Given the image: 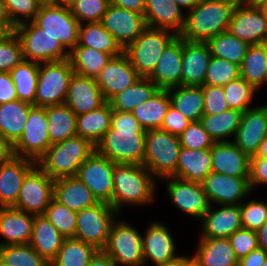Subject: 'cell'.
Returning <instances> with one entry per match:
<instances>
[{"instance_id": "20", "label": "cell", "mask_w": 267, "mask_h": 266, "mask_svg": "<svg viewBox=\"0 0 267 266\" xmlns=\"http://www.w3.org/2000/svg\"><path fill=\"white\" fill-rule=\"evenodd\" d=\"M140 77L127 55L122 52L118 56L111 57L95 79L108 102L114 95L134 84Z\"/></svg>"}, {"instance_id": "16", "label": "cell", "mask_w": 267, "mask_h": 266, "mask_svg": "<svg viewBox=\"0 0 267 266\" xmlns=\"http://www.w3.org/2000/svg\"><path fill=\"white\" fill-rule=\"evenodd\" d=\"M167 181L166 192L171 202L185 214L201 219L209 210L210 202L202 184L174 176L162 178Z\"/></svg>"}, {"instance_id": "5", "label": "cell", "mask_w": 267, "mask_h": 266, "mask_svg": "<svg viewBox=\"0 0 267 266\" xmlns=\"http://www.w3.org/2000/svg\"><path fill=\"white\" fill-rule=\"evenodd\" d=\"M179 137L161 129L146 131L143 165L154 178L176 177Z\"/></svg>"}, {"instance_id": "72", "label": "cell", "mask_w": 267, "mask_h": 266, "mask_svg": "<svg viewBox=\"0 0 267 266\" xmlns=\"http://www.w3.org/2000/svg\"><path fill=\"white\" fill-rule=\"evenodd\" d=\"M258 8L262 12L263 17H264L265 21L267 22V3L259 5Z\"/></svg>"}, {"instance_id": "67", "label": "cell", "mask_w": 267, "mask_h": 266, "mask_svg": "<svg viewBox=\"0 0 267 266\" xmlns=\"http://www.w3.org/2000/svg\"><path fill=\"white\" fill-rule=\"evenodd\" d=\"M155 266H193L191 256H181L180 258L176 259L175 261L167 264H159Z\"/></svg>"}, {"instance_id": "58", "label": "cell", "mask_w": 267, "mask_h": 266, "mask_svg": "<svg viewBox=\"0 0 267 266\" xmlns=\"http://www.w3.org/2000/svg\"><path fill=\"white\" fill-rule=\"evenodd\" d=\"M191 123L192 121L181 115L170 105L163 119L161 130L179 137Z\"/></svg>"}, {"instance_id": "55", "label": "cell", "mask_w": 267, "mask_h": 266, "mask_svg": "<svg viewBox=\"0 0 267 266\" xmlns=\"http://www.w3.org/2000/svg\"><path fill=\"white\" fill-rule=\"evenodd\" d=\"M179 141L181 147L194 150L211 149L215 143L200 121L192 122L179 136Z\"/></svg>"}, {"instance_id": "22", "label": "cell", "mask_w": 267, "mask_h": 266, "mask_svg": "<svg viewBox=\"0 0 267 266\" xmlns=\"http://www.w3.org/2000/svg\"><path fill=\"white\" fill-rule=\"evenodd\" d=\"M183 38L177 35L163 50L148 78L162 90L181 85Z\"/></svg>"}, {"instance_id": "26", "label": "cell", "mask_w": 267, "mask_h": 266, "mask_svg": "<svg viewBox=\"0 0 267 266\" xmlns=\"http://www.w3.org/2000/svg\"><path fill=\"white\" fill-rule=\"evenodd\" d=\"M210 59L211 54L205 42L183 39L181 85L203 86Z\"/></svg>"}, {"instance_id": "40", "label": "cell", "mask_w": 267, "mask_h": 266, "mask_svg": "<svg viewBox=\"0 0 267 266\" xmlns=\"http://www.w3.org/2000/svg\"><path fill=\"white\" fill-rule=\"evenodd\" d=\"M242 113V111L228 109L215 115H203L200 122L214 142H229L232 141L229 138L235 137Z\"/></svg>"}, {"instance_id": "11", "label": "cell", "mask_w": 267, "mask_h": 266, "mask_svg": "<svg viewBox=\"0 0 267 266\" xmlns=\"http://www.w3.org/2000/svg\"><path fill=\"white\" fill-rule=\"evenodd\" d=\"M102 251L118 266L145 265L142 254V235L123 219H116L113 222L106 246Z\"/></svg>"}, {"instance_id": "51", "label": "cell", "mask_w": 267, "mask_h": 266, "mask_svg": "<svg viewBox=\"0 0 267 266\" xmlns=\"http://www.w3.org/2000/svg\"><path fill=\"white\" fill-rule=\"evenodd\" d=\"M110 3V0H73L68 7L76 20L83 24L100 22Z\"/></svg>"}, {"instance_id": "6", "label": "cell", "mask_w": 267, "mask_h": 266, "mask_svg": "<svg viewBox=\"0 0 267 266\" xmlns=\"http://www.w3.org/2000/svg\"><path fill=\"white\" fill-rule=\"evenodd\" d=\"M177 36L166 29L146 27L123 52L141 77H148L154 70L160 55Z\"/></svg>"}, {"instance_id": "1", "label": "cell", "mask_w": 267, "mask_h": 266, "mask_svg": "<svg viewBox=\"0 0 267 266\" xmlns=\"http://www.w3.org/2000/svg\"><path fill=\"white\" fill-rule=\"evenodd\" d=\"M146 131L131 112L113 110L110 129L95 145V151L122 164L143 165Z\"/></svg>"}, {"instance_id": "31", "label": "cell", "mask_w": 267, "mask_h": 266, "mask_svg": "<svg viewBox=\"0 0 267 266\" xmlns=\"http://www.w3.org/2000/svg\"><path fill=\"white\" fill-rule=\"evenodd\" d=\"M53 198L76 213L98 203L89 188L77 176L55 179Z\"/></svg>"}, {"instance_id": "33", "label": "cell", "mask_w": 267, "mask_h": 266, "mask_svg": "<svg viewBox=\"0 0 267 266\" xmlns=\"http://www.w3.org/2000/svg\"><path fill=\"white\" fill-rule=\"evenodd\" d=\"M65 238L43 215H34L32 237L29 244L47 262H51L60 250Z\"/></svg>"}, {"instance_id": "2", "label": "cell", "mask_w": 267, "mask_h": 266, "mask_svg": "<svg viewBox=\"0 0 267 266\" xmlns=\"http://www.w3.org/2000/svg\"><path fill=\"white\" fill-rule=\"evenodd\" d=\"M239 0H200L185 12V24L180 36L189 42H206L226 32L231 15Z\"/></svg>"}, {"instance_id": "9", "label": "cell", "mask_w": 267, "mask_h": 266, "mask_svg": "<svg viewBox=\"0 0 267 266\" xmlns=\"http://www.w3.org/2000/svg\"><path fill=\"white\" fill-rule=\"evenodd\" d=\"M33 22L44 33L57 38L68 52L78 43L80 23L66 5L45 0Z\"/></svg>"}, {"instance_id": "30", "label": "cell", "mask_w": 267, "mask_h": 266, "mask_svg": "<svg viewBox=\"0 0 267 266\" xmlns=\"http://www.w3.org/2000/svg\"><path fill=\"white\" fill-rule=\"evenodd\" d=\"M193 266H238L239 260L228 238H200L191 257Z\"/></svg>"}, {"instance_id": "4", "label": "cell", "mask_w": 267, "mask_h": 266, "mask_svg": "<svg viewBox=\"0 0 267 266\" xmlns=\"http://www.w3.org/2000/svg\"><path fill=\"white\" fill-rule=\"evenodd\" d=\"M95 146L79 135L52 144L37 165L52 179L76 176Z\"/></svg>"}, {"instance_id": "45", "label": "cell", "mask_w": 267, "mask_h": 266, "mask_svg": "<svg viewBox=\"0 0 267 266\" xmlns=\"http://www.w3.org/2000/svg\"><path fill=\"white\" fill-rule=\"evenodd\" d=\"M211 56L225 59L241 66L249 45L228 31L222 32L205 42Z\"/></svg>"}, {"instance_id": "46", "label": "cell", "mask_w": 267, "mask_h": 266, "mask_svg": "<svg viewBox=\"0 0 267 266\" xmlns=\"http://www.w3.org/2000/svg\"><path fill=\"white\" fill-rule=\"evenodd\" d=\"M39 63L22 60L11 71L18 99L34 105Z\"/></svg>"}, {"instance_id": "35", "label": "cell", "mask_w": 267, "mask_h": 266, "mask_svg": "<svg viewBox=\"0 0 267 266\" xmlns=\"http://www.w3.org/2000/svg\"><path fill=\"white\" fill-rule=\"evenodd\" d=\"M112 112L110 103L106 102L98 109L86 114L77 115V135L90 141L95 146L110 129Z\"/></svg>"}, {"instance_id": "29", "label": "cell", "mask_w": 267, "mask_h": 266, "mask_svg": "<svg viewBox=\"0 0 267 266\" xmlns=\"http://www.w3.org/2000/svg\"><path fill=\"white\" fill-rule=\"evenodd\" d=\"M185 15L174 0H146L144 18L148 27L166 29L180 35Z\"/></svg>"}, {"instance_id": "69", "label": "cell", "mask_w": 267, "mask_h": 266, "mask_svg": "<svg viewBox=\"0 0 267 266\" xmlns=\"http://www.w3.org/2000/svg\"><path fill=\"white\" fill-rule=\"evenodd\" d=\"M250 158H267V135L265 139L261 142L259 149L255 156H252Z\"/></svg>"}, {"instance_id": "18", "label": "cell", "mask_w": 267, "mask_h": 266, "mask_svg": "<svg viewBox=\"0 0 267 266\" xmlns=\"http://www.w3.org/2000/svg\"><path fill=\"white\" fill-rule=\"evenodd\" d=\"M227 31L248 45L267 42V22L256 6L238 1L233 9Z\"/></svg>"}, {"instance_id": "42", "label": "cell", "mask_w": 267, "mask_h": 266, "mask_svg": "<svg viewBox=\"0 0 267 266\" xmlns=\"http://www.w3.org/2000/svg\"><path fill=\"white\" fill-rule=\"evenodd\" d=\"M76 46L93 48L110 54L112 57L118 56L123 52V49L116 42L113 35L100 22L80 24Z\"/></svg>"}, {"instance_id": "13", "label": "cell", "mask_w": 267, "mask_h": 266, "mask_svg": "<svg viewBox=\"0 0 267 266\" xmlns=\"http://www.w3.org/2000/svg\"><path fill=\"white\" fill-rule=\"evenodd\" d=\"M115 164L95 151L79 167L76 175L89 188L98 202L107 203L111 206Z\"/></svg>"}, {"instance_id": "14", "label": "cell", "mask_w": 267, "mask_h": 266, "mask_svg": "<svg viewBox=\"0 0 267 266\" xmlns=\"http://www.w3.org/2000/svg\"><path fill=\"white\" fill-rule=\"evenodd\" d=\"M54 181L36 164L25 176L14 208L42 215L53 198Z\"/></svg>"}, {"instance_id": "24", "label": "cell", "mask_w": 267, "mask_h": 266, "mask_svg": "<svg viewBox=\"0 0 267 266\" xmlns=\"http://www.w3.org/2000/svg\"><path fill=\"white\" fill-rule=\"evenodd\" d=\"M36 164L33 160L16 156L0 165V207L16 205L25 176Z\"/></svg>"}, {"instance_id": "19", "label": "cell", "mask_w": 267, "mask_h": 266, "mask_svg": "<svg viewBox=\"0 0 267 266\" xmlns=\"http://www.w3.org/2000/svg\"><path fill=\"white\" fill-rule=\"evenodd\" d=\"M267 135V104L254 106L242 113L233 143L249 157L255 156Z\"/></svg>"}, {"instance_id": "34", "label": "cell", "mask_w": 267, "mask_h": 266, "mask_svg": "<svg viewBox=\"0 0 267 266\" xmlns=\"http://www.w3.org/2000/svg\"><path fill=\"white\" fill-rule=\"evenodd\" d=\"M33 106L19 99L0 104V135L15 144L23 134Z\"/></svg>"}, {"instance_id": "37", "label": "cell", "mask_w": 267, "mask_h": 266, "mask_svg": "<svg viewBox=\"0 0 267 266\" xmlns=\"http://www.w3.org/2000/svg\"><path fill=\"white\" fill-rule=\"evenodd\" d=\"M170 105L168 90L159 89L149 100L138 105L131 113L145 131L161 129Z\"/></svg>"}, {"instance_id": "74", "label": "cell", "mask_w": 267, "mask_h": 266, "mask_svg": "<svg viewBox=\"0 0 267 266\" xmlns=\"http://www.w3.org/2000/svg\"><path fill=\"white\" fill-rule=\"evenodd\" d=\"M0 266H9V265L0 257Z\"/></svg>"}, {"instance_id": "61", "label": "cell", "mask_w": 267, "mask_h": 266, "mask_svg": "<svg viewBox=\"0 0 267 266\" xmlns=\"http://www.w3.org/2000/svg\"><path fill=\"white\" fill-rule=\"evenodd\" d=\"M267 257V252L258 247L239 260L238 266H262Z\"/></svg>"}, {"instance_id": "12", "label": "cell", "mask_w": 267, "mask_h": 266, "mask_svg": "<svg viewBox=\"0 0 267 266\" xmlns=\"http://www.w3.org/2000/svg\"><path fill=\"white\" fill-rule=\"evenodd\" d=\"M14 146L16 156L36 163L45 155L51 146L46 107L33 106L30 109L23 134Z\"/></svg>"}, {"instance_id": "53", "label": "cell", "mask_w": 267, "mask_h": 266, "mask_svg": "<svg viewBox=\"0 0 267 266\" xmlns=\"http://www.w3.org/2000/svg\"><path fill=\"white\" fill-rule=\"evenodd\" d=\"M45 0H4L12 23L19 24L33 21Z\"/></svg>"}, {"instance_id": "32", "label": "cell", "mask_w": 267, "mask_h": 266, "mask_svg": "<svg viewBox=\"0 0 267 266\" xmlns=\"http://www.w3.org/2000/svg\"><path fill=\"white\" fill-rule=\"evenodd\" d=\"M212 172L210 149H186L181 147L177 162L176 177L201 183Z\"/></svg>"}, {"instance_id": "8", "label": "cell", "mask_w": 267, "mask_h": 266, "mask_svg": "<svg viewBox=\"0 0 267 266\" xmlns=\"http://www.w3.org/2000/svg\"><path fill=\"white\" fill-rule=\"evenodd\" d=\"M14 32L22 46L23 60L37 63L69 59L60 41L39 28L33 21L17 25Z\"/></svg>"}, {"instance_id": "44", "label": "cell", "mask_w": 267, "mask_h": 266, "mask_svg": "<svg viewBox=\"0 0 267 266\" xmlns=\"http://www.w3.org/2000/svg\"><path fill=\"white\" fill-rule=\"evenodd\" d=\"M99 250L76 238H65L50 266H88Z\"/></svg>"}, {"instance_id": "43", "label": "cell", "mask_w": 267, "mask_h": 266, "mask_svg": "<svg viewBox=\"0 0 267 266\" xmlns=\"http://www.w3.org/2000/svg\"><path fill=\"white\" fill-rule=\"evenodd\" d=\"M111 57L110 54L85 46H75L69 52L74 73L91 78L98 76Z\"/></svg>"}, {"instance_id": "64", "label": "cell", "mask_w": 267, "mask_h": 266, "mask_svg": "<svg viewBox=\"0 0 267 266\" xmlns=\"http://www.w3.org/2000/svg\"><path fill=\"white\" fill-rule=\"evenodd\" d=\"M88 266H118V264L109 255L99 250Z\"/></svg>"}, {"instance_id": "63", "label": "cell", "mask_w": 267, "mask_h": 266, "mask_svg": "<svg viewBox=\"0 0 267 266\" xmlns=\"http://www.w3.org/2000/svg\"><path fill=\"white\" fill-rule=\"evenodd\" d=\"M111 4L144 14L146 0H110Z\"/></svg>"}, {"instance_id": "70", "label": "cell", "mask_w": 267, "mask_h": 266, "mask_svg": "<svg viewBox=\"0 0 267 266\" xmlns=\"http://www.w3.org/2000/svg\"><path fill=\"white\" fill-rule=\"evenodd\" d=\"M0 22H12L4 0H0Z\"/></svg>"}, {"instance_id": "68", "label": "cell", "mask_w": 267, "mask_h": 266, "mask_svg": "<svg viewBox=\"0 0 267 266\" xmlns=\"http://www.w3.org/2000/svg\"><path fill=\"white\" fill-rule=\"evenodd\" d=\"M181 9H188V12L193 9L200 0H174Z\"/></svg>"}, {"instance_id": "17", "label": "cell", "mask_w": 267, "mask_h": 266, "mask_svg": "<svg viewBox=\"0 0 267 266\" xmlns=\"http://www.w3.org/2000/svg\"><path fill=\"white\" fill-rule=\"evenodd\" d=\"M100 23L124 50L147 27L144 14L109 5Z\"/></svg>"}, {"instance_id": "36", "label": "cell", "mask_w": 267, "mask_h": 266, "mask_svg": "<svg viewBox=\"0 0 267 266\" xmlns=\"http://www.w3.org/2000/svg\"><path fill=\"white\" fill-rule=\"evenodd\" d=\"M171 106L192 122L204 115V98L201 86L174 87L168 90Z\"/></svg>"}, {"instance_id": "56", "label": "cell", "mask_w": 267, "mask_h": 266, "mask_svg": "<svg viewBox=\"0 0 267 266\" xmlns=\"http://www.w3.org/2000/svg\"><path fill=\"white\" fill-rule=\"evenodd\" d=\"M228 240L238 260L259 247L257 231L246 228L238 229Z\"/></svg>"}, {"instance_id": "75", "label": "cell", "mask_w": 267, "mask_h": 266, "mask_svg": "<svg viewBox=\"0 0 267 266\" xmlns=\"http://www.w3.org/2000/svg\"><path fill=\"white\" fill-rule=\"evenodd\" d=\"M262 266H267V257H266L264 263L262 264Z\"/></svg>"}, {"instance_id": "28", "label": "cell", "mask_w": 267, "mask_h": 266, "mask_svg": "<svg viewBox=\"0 0 267 266\" xmlns=\"http://www.w3.org/2000/svg\"><path fill=\"white\" fill-rule=\"evenodd\" d=\"M34 215L15 209L14 207H0V235L5 245L29 244L33 231Z\"/></svg>"}, {"instance_id": "73", "label": "cell", "mask_w": 267, "mask_h": 266, "mask_svg": "<svg viewBox=\"0 0 267 266\" xmlns=\"http://www.w3.org/2000/svg\"><path fill=\"white\" fill-rule=\"evenodd\" d=\"M49 1H52L54 3H58V4L69 6L73 0H49Z\"/></svg>"}, {"instance_id": "15", "label": "cell", "mask_w": 267, "mask_h": 266, "mask_svg": "<svg viewBox=\"0 0 267 266\" xmlns=\"http://www.w3.org/2000/svg\"><path fill=\"white\" fill-rule=\"evenodd\" d=\"M211 205H240L251 194L249 177L210 172L201 182Z\"/></svg>"}, {"instance_id": "60", "label": "cell", "mask_w": 267, "mask_h": 266, "mask_svg": "<svg viewBox=\"0 0 267 266\" xmlns=\"http://www.w3.org/2000/svg\"><path fill=\"white\" fill-rule=\"evenodd\" d=\"M16 87L10 72H0V104L17 100Z\"/></svg>"}, {"instance_id": "3", "label": "cell", "mask_w": 267, "mask_h": 266, "mask_svg": "<svg viewBox=\"0 0 267 266\" xmlns=\"http://www.w3.org/2000/svg\"><path fill=\"white\" fill-rule=\"evenodd\" d=\"M156 180L144 165L116 163L113 170L112 207L120 214L124 205H145L156 197Z\"/></svg>"}, {"instance_id": "47", "label": "cell", "mask_w": 267, "mask_h": 266, "mask_svg": "<svg viewBox=\"0 0 267 266\" xmlns=\"http://www.w3.org/2000/svg\"><path fill=\"white\" fill-rule=\"evenodd\" d=\"M0 257L9 266H50L30 244L5 245L0 247Z\"/></svg>"}, {"instance_id": "21", "label": "cell", "mask_w": 267, "mask_h": 266, "mask_svg": "<svg viewBox=\"0 0 267 266\" xmlns=\"http://www.w3.org/2000/svg\"><path fill=\"white\" fill-rule=\"evenodd\" d=\"M142 235V254L144 263L152 262L154 265L167 264L180 258L176 255V245L172 233L167 226L158 221L150 223Z\"/></svg>"}, {"instance_id": "39", "label": "cell", "mask_w": 267, "mask_h": 266, "mask_svg": "<svg viewBox=\"0 0 267 266\" xmlns=\"http://www.w3.org/2000/svg\"><path fill=\"white\" fill-rule=\"evenodd\" d=\"M267 42L249 45L240 66V77L257 91L266 83Z\"/></svg>"}, {"instance_id": "23", "label": "cell", "mask_w": 267, "mask_h": 266, "mask_svg": "<svg viewBox=\"0 0 267 266\" xmlns=\"http://www.w3.org/2000/svg\"><path fill=\"white\" fill-rule=\"evenodd\" d=\"M106 102L95 78L76 73L71 76L65 104L76 115L86 114L98 109Z\"/></svg>"}, {"instance_id": "52", "label": "cell", "mask_w": 267, "mask_h": 266, "mask_svg": "<svg viewBox=\"0 0 267 266\" xmlns=\"http://www.w3.org/2000/svg\"><path fill=\"white\" fill-rule=\"evenodd\" d=\"M242 228L258 231L267 221V202L250 200L240 204Z\"/></svg>"}, {"instance_id": "27", "label": "cell", "mask_w": 267, "mask_h": 266, "mask_svg": "<svg viewBox=\"0 0 267 266\" xmlns=\"http://www.w3.org/2000/svg\"><path fill=\"white\" fill-rule=\"evenodd\" d=\"M210 153L212 172L228 176L249 177L250 157L232 141L215 142Z\"/></svg>"}, {"instance_id": "41", "label": "cell", "mask_w": 267, "mask_h": 266, "mask_svg": "<svg viewBox=\"0 0 267 266\" xmlns=\"http://www.w3.org/2000/svg\"><path fill=\"white\" fill-rule=\"evenodd\" d=\"M50 144H55L77 135V115L66 104L46 107Z\"/></svg>"}, {"instance_id": "7", "label": "cell", "mask_w": 267, "mask_h": 266, "mask_svg": "<svg viewBox=\"0 0 267 266\" xmlns=\"http://www.w3.org/2000/svg\"><path fill=\"white\" fill-rule=\"evenodd\" d=\"M73 74L74 70L69 59L39 63L34 106L65 104Z\"/></svg>"}, {"instance_id": "49", "label": "cell", "mask_w": 267, "mask_h": 266, "mask_svg": "<svg viewBox=\"0 0 267 266\" xmlns=\"http://www.w3.org/2000/svg\"><path fill=\"white\" fill-rule=\"evenodd\" d=\"M223 90L229 109L244 112L252 108L250 104L257 90L241 77L225 84Z\"/></svg>"}, {"instance_id": "59", "label": "cell", "mask_w": 267, "mask_h": 266, "mask_svg": "<svg viewBox=\"0 0 267 266\" xmlns=\"http://www.w3.org/2000/svg\"><path fill=\"white\" fill-rule=\"evenodd\" d=\"M267 185V158H250L249 185L251 191L258 185Z\"/></svg>"}, {"instance_id": "54", "label": "cell", "mask_w": 267, "mask_h": 266, "mask_svg": "<svg viewBox=\"0 0 267 266\" xmlns=\"http://www.w3.org/2000/svg\"><path fill=\"white\" fill-rule=\"evenodd\" d=\"M23 60L22 46L13 31L8 37L0 41V72H10Z\"/></svg>"}, {"instance_id": "65", "label": "cell", "mask_w": 267, "mask_h": 266, "mask_svg": "<svg viewBox=\"0 0 267 266\" xmlns=\"http://www.w3.org/2000/svg\"><path fill=\"white\" fill-rule=\"evenodd\" d=\"M259 247L267 252V221L257 231Z\"/></svg>"}, {"instance_id": "66", "label": "cell", "mask_w": 267, "mask_h": 266, "mask_svg": "<svg viewBox=\"0 0 267 266\" xmlns=\"http://www.w3.org/2000/svg\"><path fill=\"white\" fill-rule=\"evenodd\" d=\"M16 26L12 22H0V41L8 37Z\"/></svg>"}, {"instance_id": "50", "label": "cell", "mask_w": 267, "mask_h": 266, "mask_svg": "<svg viewBox=\"0 0 267 266\" xmlns=\"http://www.w3.org/2000/svg\"><path fill=\"white\" fill-rule=\"evenodd\" d=\"M240 77V66L225 59L211 56L204 85L224 86Z\"/></svg>"}, {"instance_id": "38", "label": "cell", "mask_w": 267, "mask_h": 266, "mask_svg": "<svg viewBox=\"0 0 267 266\" xmlns=\"http://www.w3.org/2000/svg\"><path fill=\"white\" fill-rule=\"evenodd\" d=\"M159 88L148 78L140 77L134 84L114 95L108 102L112 110L131 112L141 103L149 100Z\"/></svg>"}, {"instance_id": "10", "label": "cell", "mask_w": 267, "mask_h": 266, "mask_svg": "<svg viewBox=\"0 0 267 266\" xmlns=\"http://www.w3.org/2000/svg\"><path fill=\"white\" fill-rule=\"evenodd\" d=\"M120 214L109 204L98 202L77 212L73 238L102 250L107 243L113 222Z\"/></svg>"}, {"instance_id": "57", "label": "cell", "mask_w": 267, "mask_h": 266, "mask_svg": "<svg viewBox=\"0 0 267 266\" xmlns=\"http://www.w3.org/2000/svg\"><path fill=\"white\" fill-rule=\"evenodd\" d=\"M204 98V115H215L229 109L223 86H201Z\"/></svg>"}, {"instance_id": "48", "label": "cell", "mask_w": 267, "mask_h": 266, "mask_svg": "<svg viewBox=\"0 0 267 266\" xmlns=\"http://www.w3.org/2000/svg\"><path fill=\"white\" fill-rule=\"evenodd\" d=\"M64 238H73L76 230L77 213L54 198L42 214Z\"/></svg>"}, {"instance_id": "71", "label": "cell", "mask_w": 267, "mask_h": 266, "mask_svg": "<svg viewBox=\"0 0 267 266\" xmlns=\"http://www.w3.org/2000/svg\"><path fill=\"white\" fill-rule=\"evenodd\" d=\"M239 1L247 6H256V7H258L261 4L267 3V0H239Z\"/></svg>"}, {"instance_id": "62", "label": "cell", "mask_w": 267, "mask_h": 266, "mask_svg": "<svg viewBox=\"0 0 267 266\" xmlns=\"http://www.w3.org/2000/svg\"><path fill=\"white\" fill-rule=\"evenodd\" d=\"M14 157H16L14 144L0 135V165L10 162Z\"/></svg>"}, {"instance_id": "25", "label": "cell", "mask_w": 267, "mask_h": 266, "mask_svg": "<svg viewBox=\"0 0 267 266\" xmlns=\"http://www.w3.org/2000/svg\"><path fill=\"white\" fill-rule=\"evenodd\" d=\"M212 207L210 205L207 213L200 219V238H228L242 228L240 205H221L216 210Z\"/></svg>"}]
</instances>
